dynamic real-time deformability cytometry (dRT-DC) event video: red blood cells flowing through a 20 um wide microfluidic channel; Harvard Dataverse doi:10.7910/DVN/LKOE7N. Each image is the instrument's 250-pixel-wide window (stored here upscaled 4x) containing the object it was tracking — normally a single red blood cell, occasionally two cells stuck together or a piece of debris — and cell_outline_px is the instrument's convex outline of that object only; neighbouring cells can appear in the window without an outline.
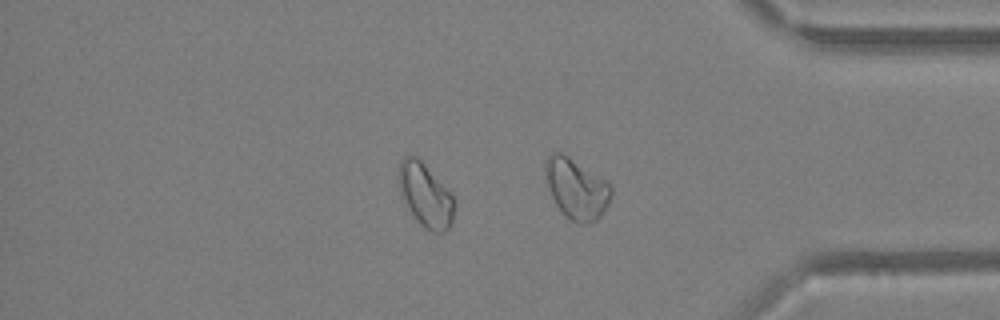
{"species": "Egyptian fruit bat (a non-hibernating species)", "species_latin": "Rousettus aegyptiacus", "temperature_condition": "warm", "stored_images_in_passage": 29, "segment_of_instrument_passage": [2, 2], "camera_frame_rate_fps": 3000, "um_per_image_px": 0.085, "animal": {"sex": "female"}, "frame": {"image": 1, "passage_image": 29, "time_ms": 9.333, "image_size_px": [1000, 320], "cell_outline_px": [[612, 192], [608, 204], [600, 216], [596, 220], [588, 224], [580, 224], [564, 216], [556, 204], [552, 196], [544, 172], [544, 160], [552, 152], [564, 152], [608, 180], [612, 188]], "centroid_in_image_um": [49.0, 15.99], "position_along_channel_um": 386.2, "area_um2": 23.64}}